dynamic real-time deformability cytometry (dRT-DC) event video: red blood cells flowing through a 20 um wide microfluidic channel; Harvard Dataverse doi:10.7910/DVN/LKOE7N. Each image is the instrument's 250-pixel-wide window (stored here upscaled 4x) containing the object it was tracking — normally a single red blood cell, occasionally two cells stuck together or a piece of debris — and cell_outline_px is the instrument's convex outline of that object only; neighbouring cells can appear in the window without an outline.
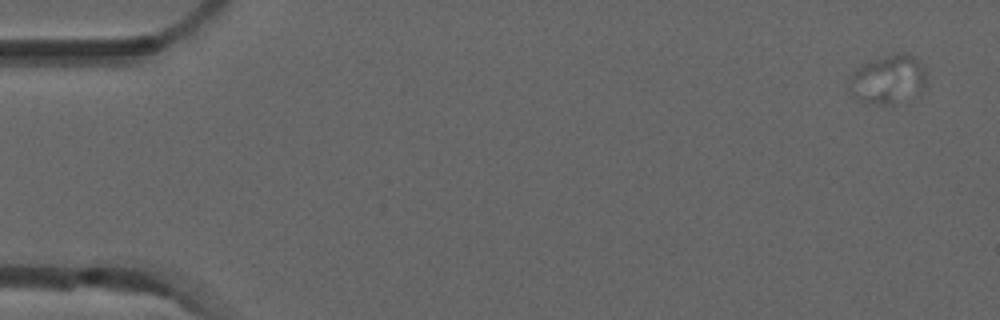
{"species": "common noctule bat (a hibernating species)", "species_latin": "Nyctalus noctula", "temperature_condition": "room temperature", "stored_images_in_passage": 5, "camera_frame_rate_fps": 3000, "um_per_image_px": 0.085, "animal": {"sex": "male", "forearm_length_mm": 52.5}, "frame": {"image": 1, "passage_image": 2, "time_ms": 0.333, "image_size_px": [1000, 320], "cell_outline_px": [[924, 88], [892, 104], [880, 104], [860, 100], [848, 92], [848, 88], [856, 72], [864, 64], [876, 60], [892, 56], [912, 56], [924, 68]], "centroid_in_image_um": [75.46, 6.8], "position_along_channel_um": 9.5, "area_um2": 20.17}}